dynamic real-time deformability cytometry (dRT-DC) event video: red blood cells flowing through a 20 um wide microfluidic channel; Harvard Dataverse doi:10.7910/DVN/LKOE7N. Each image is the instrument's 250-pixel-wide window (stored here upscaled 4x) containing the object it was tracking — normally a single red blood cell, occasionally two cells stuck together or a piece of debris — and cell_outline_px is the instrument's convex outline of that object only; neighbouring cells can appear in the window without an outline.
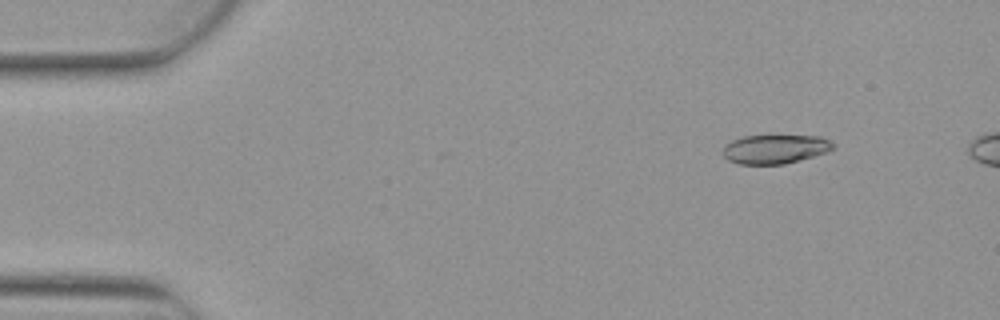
{"species": "Egyptian fruit bat (a non-hibernating species)", "species_latin": "Rousettus aegyptiacus", "temperature_condition": "warm", "stored_images_in_passage": 7, "camera_frame_rate_fps": 3000, "um_per_image_px": 0.085, "animal": {"sex": "female"}, "frame": {"image": 1, "passage_image": 2, "time_ms": 0.333, "image_size_px": [1000, 320], "cell_outline_px": [[832, 148], [824, 152], [812, 156], [784, 164], [740, 164], [728, 160], [724, 156], [724, 144], [732, 140], [744, 136], [820, 136], [828, 140], [832, 144]], "centroid_in_image_um": [65.81, 12.67], "position_along_channel_um": 19.2, "area_um2": 18.21}}
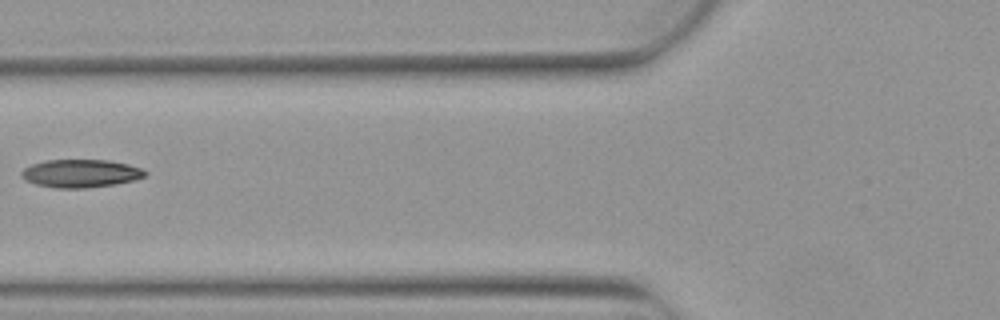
{"frame": {"image": 2, "passage_image": 6, "time_ms": 1.667, "image_size_px": [1000, 320], "cell_outline_px": [[148, 172], [144, 176], [136, 180], [116, 184], [84, 188], [56, 188], [36, 184], [24, 180], [20, 176], [20, 172], [24, 168], [32, 164], [44, 160], [108, 160], [128, 164], [140, 168]], "centroid_in_image_um": [6.84, 14.74], "position_along_channel_um": 119.0, "area_um2": 20.29}}
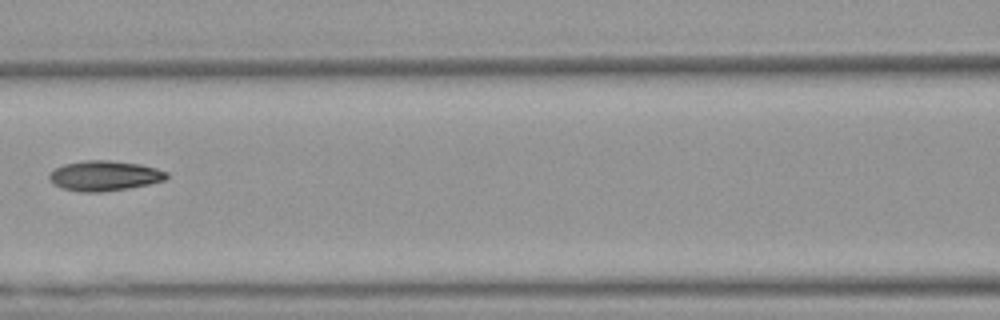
{"frame": {"image": 3, "passage_image": 7, "time_ms": 2.0, "image_size_px": [1000, 320], "cell_outline_px": [[168, 176], [164, 180], [148, 184], [128, 188], [104, 192], [80, 192], [64, 188], [52, 184], [48, 180], [48, 172], [64, 164], [88, 160], [108, 160], [140, 164], [156, 168], [168, 172]], "centroid_in_image_um": [8.84, 14.94], "position_along_channel_um": 157.8, "area_um2": 20.63}}